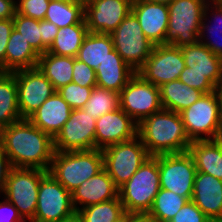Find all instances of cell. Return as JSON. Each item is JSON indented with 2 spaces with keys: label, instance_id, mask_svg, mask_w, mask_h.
I'll list each match as a JSON object with an SVG mask.
<instances>
[{
  "label": "cell",
  "instance_id": "cell-24",
  "mask_svg": "<svg viewBox=\"0 0 222 222\" xmlns=\"http://www.w3.org/2000/svg\"><path fill=\"white\" fill-rule=\"evenodd\" d=\"M188 152L194 160L197 172L222 180V138L192 141Z\"/></svg>",
  "mask_w": 222,
  "mask_h": 222
},
{
  "label": "cell",
  "instance_id": "cell-37",
  "mask_svg": "<svg viewBox=\"0 0 222 222\" xmlns=\"http://www.w3.org/2000/svg\"><path fill=\"white\" fill-rule=\"evenodd\" d=\"M94 87L80 86L71 82L57 90L72 110L82 109L91 96Z\"/></svg>",
  "mask_w": 222,
  "mask_h": 222
},
{
  "label": "cell",
  "instance_id": "cell-9",
  "mask_svg": "<svg viewBox=\"0 0 222 222\" xmlns=\"http://www.w3.org/2000/svg\"><path fill=\"white\" fill-rule=\"evenodd\" d=\"M110 35L114 49L135 72L143 66L155 46L146 38L138 19L132 12Z\"/></svg>",
  "mask_w": 222,
  "mask_h": 222
},
{
  "label": "cell",
  "instance_id": "cell-40",
  "mask_svg": "<svg viewBox=\"0 0 222 222\" xmlns=\"http://www.w3.org/2000/svg\"><path fill=\"white\" fill-rule=\"evenodd\" d=\"M169 222H212L192 201H187Z\"/></svg>",
  "mask_w": 222,
  "mask_h": 222
},
{
  "label": "cell",
  "instance_id": "cell-5",
  "mask_svg": "<svg viewBox=\"0 0 222 222\" xmlns=\"http://www.w3.org/2000/svg\"><path fill=\"white\" fill-rule=\"evenodd\" d=\"M209 0H172L164 44L182 47L199 42L204 9Z\"/></svg>",
  "mask_w": 222,
  "mask_h": 222
},
{
  "label": "cell",
  "instance_id": "cell-31",
  "mask_svg": "<svg viewBox=\"0 0 222 222\" xmlns=\"http://www.w3.org/2000/svg\"><path fill=\"white\" fill-rule=\"evenodd\" d=\"M87 34L88 28L85 19L79 24L59 28L57 36L47 52L58 56L77 57Z\"/></svg>",
  "mask_w": 222,
  "mask_h": 222
},
{
  "label": "cell",
  "instance_id": "cell-22",
  "mask_svg": "<svg viewBox=\"0 0 222 222\" xmlns=\"http://www.w3.org/2000/svg\"><path fill=\"white\" fill-rule=\"evenodd\" d=\"M71 112L69 104L56 91L28 120L54 139L69 119Z\"/></svg>",
  "mask_w": 222,
  "mask_h": 222
},
{
  "label": "cell",
  "instance_id": "cell-13",
  "mask_svg": "<svg viewBox=\"0 0 222 222\" xmlns=\"http://www.w3.org/2000/svg\"><path fill=\"white\" fill-rule=\"evenodd\" d=\"M74 211L71 193L47 173L39 184L37 208L30 222H59Z\"/></svg>",
  "mask_w": 222,
  "mask_h": 222
},
{
  "label": "cell",
  "instance_id": "cell-29",
  "mask_svg": "<svg viewBox=\"0 0 222 222\" xmlns=\"http://www.w3.org/2000/svg\"><path fill=\"white\" fill-rule=\"evenodd\" d=\"M14 72H0V130L21 120Z\"/></svg>",
  "mask_w": 222,
  "mask_h": 222
},
{
  "label": "cell",
  "instance_id": "cell-17",
  "mask_svg": "<svg viewBox=\"0 0 222 222\" xmlns=\"http://www.w3.org/2000/svg\"><path fill=\"white\" fill-rule=\"evenodd\" d=\"M95 149L128 141L137 136L138 124L121 108L96 119Z\"/></svg>",
  "mask_w": 222,
  "mask_h": 222
},
{
  "label": "cell",
  "instance_id": "cell-47",
  "mask_svg": "<svg viewBox=\"0 0 222 222\" xmlns=\"http://www.w3.org/2000/svg\"><path fill=\"white\" fill-rule=\"evenodd\" d=\"M128 222H155L147 214H133Z\"/></svg>",
  "mask_w": 222,
  "mask_h": 222
},
{
  "label": "cell",
  "instance_id": "cell-53",
  "mask_svg": "<svg viewBox=\"0 0 222 222\" xmlns=\"http://www.w3.org/2000/svg\"><path fill=\"white\" fill-rule=\"evenodd\" d=\"M215 3L222 4V0H212Z\"/></svg>",
  "mask_w": 222,
  "mask_h": 222
},
{
  "label": "cell",
  "instance_id": "cell-27",
  "mask_svg": "<svg viewBox=\"0 0 222 222\" xmlns=\"http://www.w3.org/2000/svg\"><path fill=\"white\" fill-rule=\"evenodd\" d=\"M159 90L163 109L177 113L191 106L204 94L179 79L162 84Z\"/></svg>",
  "mask_w": 222,
  "mask_h": 222
},
{
  "label": "cell",
  "instance_id": "cell-15",
  "mask_svg": "<svg viewBox=\"0 0 222 222\" xmlns=\"http://www.w3.org/2000/svg\"><path fill=\"white\" fill-rule=\"evenodd\" d=\"M18 106L22 119H28L56 90L38 67L15 71Z\"/></svg>",
  "mask_w": 222,
  "mask_h": 222
},
{
  "label": "cell",
  "instance_id": "cell-39",
  "mask_svg": "<svg viewBox=\"0 0 222 222\" xmlns=\"http://www.w3.org/2000/svg\"><path fill=\"white\" fill-rule=\"evenodd\" d=\"M72 82L86 87H95L96 85V72L86 63L73 57V75Z\"/></svg>",
  "mask_w": 222,
  "mask_h": 222
},
{
  "label": "cell",
  "instance_id": "cell-18",
  "mask_svg": "<svg viewBox=\"0 0 222 222\" xmlns=\"http://www.w3.org/2000/svg\"><path fill=\"white\" fill-rule=\"evenodd\" d=\"M146 38L154 45L164 44L167 33L169 11L166 4L136 0L131 7Z\"/></svg>",
  "mask_w": 222,
  "mask_h": 222
},
{
  "label": "cell",
  "instance_id": "cell-3",
  "mask_svg": "<svg viewBox=\"0 0 222 222\" xmlns=\"http://www.w3.org/2000/svg\"><path fill=\"white\" fill-rule=\"evenodd\" d=\"M102 150L54 153L48 173L72 193L103 169Z\"/></svg>",
  "mask_w": 222,
  "mask_h": 222
},
{
  "label": "cell",
  "instance_id": "cell-8",
  "mask_svg": "<svg viewBox=\"0 0 222 222\" xmlns=\"http://www.w3.org/2000/svg\"><path fill=\"white\" fill-rule=\"evenodd\" d=\"M103 167L119 189L150 157L138 136L102 150Z\"/></svg>",
  "mask_w": 222,
  "mask_h": 222
},
{
  "label": "cell",
  "instance_id": "cell-36",
  "mask_svg": "<svg viewBox=\"0 0 222 222\" xmlns=\"http://www.w3.org/2000/svg\"><path fill=\"white\" fill-rule=\"evenodd\" d=\"M14 29L21 33L33 49L42 54L41 21L15 13L13 17Z\"/></svg>",
  "mask_w": 222,
  "mask_h": 222
},
{
  "label": "cell",
  "instance_id": "cell-11",
  "mask_svg": "<svg viewBox=\"0 0 222 222\" xmlns=\"http://www.w3.org/2000/svg\"><path fill=\"white\" fill-rule=\"evenodd\" d=\"M120 108L137 124L163 109L159 87L135 73L121 90Z\"/></svg>",
  "mask_w": 222,
  "mask_h": 222
},
{
  "label": "cell",
  "instance_id": "cell-2",
  "mask_svg": "<svg viewBox=\"0 0 222 222\" xmlns=\"http://www.w3.org/2000/svg\"><path fill=\"white\" fill-rule=\"evenodd\" d=\"M137 136L150 156L185 152L192 142L180 113L166 109L141 120Z\"/></svg>",
  "mask_w": 222,
  "mask_h": 222
},
{
  "label": "cell",
  "instance_id": "cell-10",
  "mask_svg": "<svg viewBox=\"0 0 222 222\" xmlns=\"http://www.w3.org/2000/svg\"><path fill=\"white\" fill-rule=\"evenodd\" d=\"M158 168L161 189L192 199L197 169L188 151L158 155Z\"/></svg>",
  "mask_w": 222,
  "mask_h": 222
},
{
  "label": "cell",
  "instance_id": "cell-44",
  "mask_svg": "<svg viewBox=\"0 0 222 222\" xmlns=\"http://www.w3.org/2000/svg\"><path fill=\"white\" fill-rule=\"evenodd\" d=\"M0 201V222L25 221L18 213L17 208L7 199Z\"/></svg>",
  "mask_w": 222,
  "mask_h": 222
},
{
  "label": "cell",
  "instance_id": "cell-55",
  "mask_svg": "<svg viewBox=\"0 0 222 222\" xmlns=\"http://www.w3.org/2000/svg\"><path fill=\"white\" fill-rule=\"evenodd\" d=\"M9 222H26V221H9Z\"/></svg>",
  "mask_w": 222,
  "mask_h": 222
},
{
  "label": "cell",
  "instance_id": "cell-32",
  "mask_svg": "<svg viewBox=\"0 0 222 222\" xmlns=\"http://www.w3.org/2000/svg\"><path fill=\"white\" fill-rule=\"evenodd\" d=\"M85 6L62 0H50L44 19L58 28L79 24L84 20Z\"/></svg>",
  "mask_w": 222,
  "mask_h": 222
},
{
  "label": "cell",
  "instance_id": "cell-42",
  "mask_svg": "<svg viewBox=\"0 0 222 222\" xmlns=\"http://www.w3.org/2000/svg\"><path fill=\"white\" fill-rule=\"evenodd\" d=\"M13 29V18L0 19V72H5L6 46Z\"/></svg>",
  "mask_w": 222,
  "mask_h": 222
},
{
  "label": "cell",
  "instance_id": "cell-26",
  "mask_svg": "<svg viewBox=\"0 0 222 222\" xmlns=\"http://www.w3.org/2000/svg\"><path fill=\"white\" fill-rule=\"evenodd\" d=\"M221 37L222 4L209 0L204 9V15L199 32V42L207 46L215 55L222 58Z\"/></svg>",
  "mask_w": 222,
  "mask_h": 222
},
{
  "label": "cell",
  "instance_id": "cell-23",
  "mask_svg": "<svg viewBox=\"0 0 222 222\" xmlns=\"http://www.w3.org/2000/svg\"><path fill=\"white\" fill-rule=\"evenodd\" d=\"M96 72V85L120 93L129 79L136 73L129 67L115 49L99 64Z\"/></svg>",
  "mask_w": 222,
  "mask_h": 222
},
{
  "label": "cell",
  "instance_id": "cell-35",
  "mask_svg": "<svg viewBox=\"0 0 222 222\" xmlns=\"http://www.w3.org/2000/svg\"><path fill=\"white\" fill-rule=\"evenodd\" d=\"M120 108V94L95 86L91 96L83 107L85 112L98 119L102 115Z\"/></svg>",
  "mask_w": 222,
  "mask_h": 222
},
{
  "label": "cell",
  "instance_id": "cell-54",
  "mask_svg": "<svg viewBox=\"0 0 222 222\" xmlns=\"http://www.w3.org/2000/svg\"><path fill=\"white\" fill-rule=\"evenodd\" d=\"M127 1H130L133 4L136 0H127Z\"/></svg>",
  "mask_w": 222,
  "mask_h": 222
},
{
  "label": "cell",
  "instance_id": "cell-6",
  "mask_svg": "<svg viewBox=\"0 0 222 222\" xmlns=\"http://www.w3.org/2000/svg\"><path fill=\"white\" fill-rule=\"evenodd\" d=\"M180 115L191 141L222 138V116L215 91L203 94Z\"/></svg>",
  "mask_w": 222,
  "mask_h": 222
},
{
  "label": "cell",
  "instance_id": "cell-4",
  "mask_svg": "<svg viewBox=\"0 0 222 222\" xmlns=\"http://www.w3.org/2000/svg\"><path fill=\"white\" fill-rule=\"evenodd\" d=\"M160 190L158 155L147 158L134 175L119 188L125 212L147 214Z\"/></svg>",
  "mask_w": 222,
  "mask_h": 222
},
{
  "label": "cell",
  "instance_id": "cell-33",
  "mask_svg": "<svg viewBox=\"0 0 222 222\" xmlns=\"http://www.w3.org/2000/svg\"><path fill=\"white\" fill-rule=\"evenodd\" d=\"M187 201L172 191L160 188L147 215L155 222H169Z\"/></svg>",
  "mask_w": 222,
  "mask_h": 222
},
{
  "label": "cell",
  "instance_id": "cell-34",
  "mask_svg": "<svg viewBox=\"0 0 222 222\" xmlns=\"http://www.w3.org/2000/svg\"><path fill=\"white\" fill-rule=\"evenodd\" d=\"M78 212L84 222H114L126 213L119 195L115 199L87 206Z\"/></svg>",
  "mask_w": 222,
  "mask_h": 222
},
{
  "label": "cell",
  "instance_id": "cell-52",
  "mask_svg": "<svg viewBox=\"0 0 222 222\" xmlns=\"http://www.w3.org/2000/svg\"><path fill=\"white\" fill-rule=\"evenodd\" d=\"M146 1L156 2V3L168 5L172 0H146Z\"/></svg>",
  "mask_w": 222,
  "mask_h": 222
},
{
  "label": "cell",
  "instance_id": "cell-14",
  "mask_svg": "<svg viewBox=\"0 0 222 222\" xmlns=\"http://www.w3.org/2000/svg\"><path fill=\"white\" fill-rule=\"evenodd\" d=\"M96 118L82 109H74L69 119L54 138L56 152L95 149Z\"/></svg>",
  "mask_w": 222,
  "mask_h": 222
},
{
  "label": "cell",
  "instance_id": "cell-41",
  "mask_svg": "<svg viewBox=\"0 0 222 222\" xmlns=\"http://www.w3.org/2000/svg\"><path fill=\"white\" fill-rule=\"evenodd\" d=\"M178 79L189 87L198 89L204 94L215 91V86L204 76V74L185 73L184 68Z\"/></svg>",
  "mask_w": 222,
  "mask_h": 222
},
{
  "label": "cell",
  "instance_id": "cell-16",
  "mask_svg": "<svg viewBox=\"0 0 222 222\" xmlns=\"http://www.w3.org/2000/svg\"><path fill=\"white\" fill-rule=\"evenodd\" d=\"M131 7L127 0H89L84 15L88 32L111 34L131 12Z\"/></svg>",
  "mask_w": 222,
  "mask_h": 222
},
{
  "label": "cell",
  "instance_id": "cell-25",
  "mask_svg": "<svg viewBox=\"0 0 222 222\" xmlns=\"http://www.w3.org/2000/svg\"><path fill=\"white\" fill-rule=\"evenodd\" d=\"M40 55L15 29L6 46L5 72L37 67Z\"/></svg>",
  "mask_w": 222,
  "mask_h": 222
},
{
  "label": "cell",
  "instance_id": "cell-12",
  "mask_svg": "<svg viewBox=\"0 0 222 222\" xmlns=\"http://www.w3.org/2000/svg\"><path fill=\"white\" fill-rule=\"evenodd\" d=\"M185 68V60L180 47L171 44L155 45L149 58L136 72L145 81L160 87L177 80Z\"/></svg>",
  "mask_w": 222,
  "mask_h": 222
},
{
  "label": "cell",
  "instance_id": "cell-45",
  "mask_svg": "<svg viewBox=\"0 0 222 222\" xmlns=\"http://www.w3.org/2000/svg\"><path fill=\"white\" fill-rule=\"evenodd\" d=\"M12 168L7 155L0 146V196L3 198L7 176ZM2 193V194H1Z\"/></svg>",
  "mask_w": 222,
  "mask_h": 222
},
{
  "label": "cell",
  "instance_id": "cell-20",
  "mask_svg": "<svg viewBox=\"0 0 222 222\" xmlns=\"http://www.w3.org/2000/svg\"><path fill=\"white\" fill-rule=\"evenodd\" d=\"M119 189L103 168L99 173L83 182L71 193L75 211L87 206L115 199Z\"/></svg>",
  "mask_w": 222,
  "mask_h": 222
},
{
  "label": "cell",
  "instance_id": "cell-28",
  "mask_svg": "<svg viewBox=\"0 0 222 222\" xmlns=\"http://www.w3.org/2000/svg\"><path fill=\"white\" fill-rule=\"evenodd\" d=\"M37 67L56 91L72 82L73 57L71 56H58L46 52L40 55Z\"/></svg>",
  "mask_w": 222,
  "mask_h": 222
},
{
  "label": "cell",
  "instance_id": "cell-46",
  "mask_svg": "<svg viewBox=\"0 0 222 222\" xmlns=\"http://www.w3.org/2000/svg\"><path fill=\"white\" fill-rule=\"evenodd\" d=\"M16 13L15 0H0V19L13 18Z\"/></svg>",
  "mask_w": 222,
  "mask_h": 222
},
{
  "label": "cell",
  "instance_id": "cell-19",
  "mask_svg": "<svg viewBox=\"0 0 222 222\" xmlns=\"http://www.w3.org/2000/svg\"><path fill=\"white\" fill-rule=\"evenodd\" d=\"M191 200L209 219L222 222V180L197 172Z\"/></svg>",
  "mask_w": 222,
  "mask_h": 222
},
{
  "label": "cell",
  "instance_id": "cell-49",
  "mask_svg": "<svg viewBox=\"0 0 222 222\" xmlns=\"http://www.w3.org/2000/svg\"><path fill=\"white\" fill-rule=\"evenodd\" d=\"M215 92L218 97L220 112L222 116V79L215 86Z\"/></svg>",
  "mask_w": 222,
  "mask_h": 222
},
{
  "label": "cell",
  "instance_id": "cell-30",
  "mask_svg": "<svg viewBox=\"0 0 222 222\" xmlns=\"http://www.w3.org/2000/svg\"><path fill=\"white\" fill-rule=\"evenodd\" d=\"M113 49L114 45L110 34L88 32L76 58L96 70Z\"/></svg>",
  "mask_w": 222,
  "mask_h": 222
},
{
  "label": "cell",
  "instance_id": "cell-21",
  "mask_svg": "<svg viewBox=\"0 0 222 222\" xmlns=\"http://www.w3.org/2000/svg\"><path fill=\"white\" fill-rule=\"evenodd\" d=\"M180 48L185 60V73L204 74L216 86L222 79V58L200 42Z\"/></svg>",
  "mask_w": 222,
  "mask_h": 222
},
{
  "label": "cell",
  "instance_id": "cell-7",
  "mask_svg": "<svg viewBox=\"0 0 222 222\" xmlns=\"http://www.w3.org/2000/svg\"><path fill=\"white\" fill-rule=\"evenodd\" d=\"M47 173L48 171L37 168L10 169L3 198L17 208L26 222H30L35 216L39 184Z\"/></svg>",
  "mask_w": 222,
  "mask_h": 222
},
{
  "label": "cell",
  "instance_id": "cell-43",
  "mask_svg": "<svg viewBox=\"0 0 222 222\" xmlns=\"http://www.w3.org/2000/svg\"><path fill=\"white\" fill-rule=\"evenodd\" d=\"M58 27L45 19L41 20L42 54L46 53L57 36Z\"/></svg>",
  "mask_w": 222,
  "mask_h": 222
},
{
  "label": "cell",
  "instance_id": "cell-48",
  "mask_svg": "<svg viewBox=\"0 0 222 222\" xmlns=\"http://www.w3.org/2000/svg\"><path fill=\"white\" fill-rule=\"evenodd\" d=\"M59 222H84V220L78 211H74L71 215L63 218Z\"/></svg>",
  "mask_w": 222,
  "mask_h": 222
},
{
  "label": "cell",
  "instance_id": "cell-38",
  "mask_svg": "<svg viewBox=\"0 0 222 222\" xmlns=\"http://www.w3.org/2000/svg\"><path fill=\"white\" fill-rule=\"evenodd\" d=\"M50 0H17L16 13L35 20H43Z\"/></svg>",
  "mask_w": 222,
  "mask_h": 222
},
{
  "label": "cell",
  "instance_id": "cell-51",
  "mask_svg": "<svg viewBox=\"0 0 222 222\" xmlns=\"http://www.w3.org/2000/svg\"><path fill=\"white\" fill-rule=\"evenodd\" d=\"M62 1H67V2H72V3H76L79 5H84L89 1V0H62Z\"/></svg>",
  "mask_w": 222,
  "mask_h": 222
},
{
  "label": "cell",
  "instance_id": "cell-50",
  "mask_svg": "<svg viewBox=\"0 0 222 222\" xmlns=\"http://www.w3.org/2000/svg\"><path fill=\"white\" fill-rule=\"evenodd\" d=\"M133 214H129V213H125L121 218H119L118 220L114 221V222H128L129 218L132 216Z\"/></svg>",
  "mask_w": 222,
  "mask_h": 222
},
{
  "label": "cell",
  "instance_id": "cell-1",
  "mask_svg": "<svg viewBox=\"0 0 222 222\" xmlns=\"http://www.w3.org/2000/svg\"><path fill=\"white\" fill-rule=\"evenodd\" d=\"M0 146L12 167L49 170L53 159L54 139L21 119L0 130Z\"/></svg>",
  "mask_w": 222,
  "mask_h": 222
}]
</instances>
